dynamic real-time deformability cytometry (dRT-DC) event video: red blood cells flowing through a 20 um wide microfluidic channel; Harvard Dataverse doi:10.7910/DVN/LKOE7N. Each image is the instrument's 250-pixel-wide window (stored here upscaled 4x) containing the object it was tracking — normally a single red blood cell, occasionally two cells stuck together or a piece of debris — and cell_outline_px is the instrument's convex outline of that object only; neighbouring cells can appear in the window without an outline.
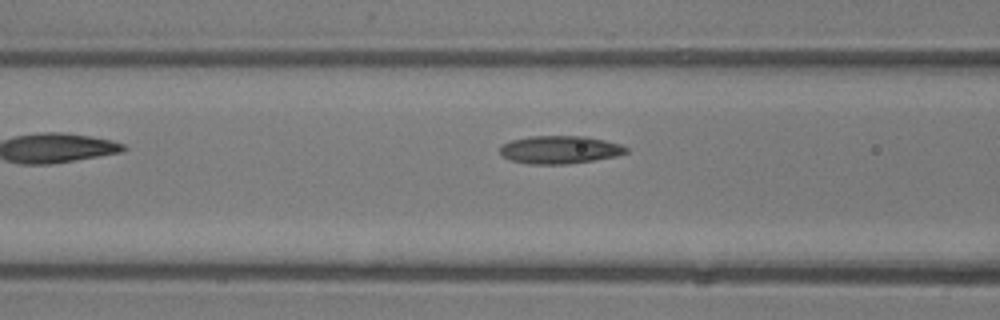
{"species": "common noctule bat (a hibernating species)", "species_latin": "Nyctalus noctula", "temperature_condition": "room temperature", "stored_images_in_passage": 5, "camera_frame_rate_fps": 3000, "um_per_image_px": 0.085, "animal": {"sex": "male", "body_mass_g": 13.3}, "frame": {"image": 1, "passage_image": 4, "time_ms": 1.0, "image_size_px": [1000, 320], "cell_outline_px": [[628, 152], [616, 156], [568, 164], [528, 164], [508, 160], [500, 152], [500, 148], [504, 144], [512, 140], [528, 136], [584, 136], [604, 140], [620, 144], [628, 148]], "centroid_in_image_um": [47.57, 12.73], "position_along_channel_um": 119.0, "area_um2": 20.46}}